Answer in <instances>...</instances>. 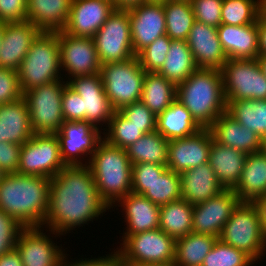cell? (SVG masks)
<instances>
[{
	"label": "cell",
	"mask_w": 266,
	"mask_h": 266,
	"mask_svg": "<svg viewBox=\"0 0 266 266\" xmlns=\"http://www.w3.org/2000/svg\"><path fill=\"white\" fill-rule=\"evenodd\" d=\"M50 180L48 210L43 229L47 227L49 231L65 236L109 211L87 165L65 166Z\"/></svg>",
	"instance_id": "obj_1"
},
{
	"label": "cell",
	"mask_w": 266,
	"mask_h": 266,
	"mask_svg": "<svg viewBox=\"0 0 266 266\" xmlns=\"http://www.w3.org/2000/svg\"><path fill=\"white\" fill-rule=\"evenodd\" d=\"M51 180L19 173L0 182V209L24 228L42 227L48 210Z\"/></svg>",
	"instance_id": "obj_2"
},
{
	"label": "cell",
	"mask_w": 266,
	"mask_h": 266,
	"mask_svg": "<svg viewBox=\"0 0 266 266\" xmlns=\"http://www.w3.org/2000/svg\"><path fill=\"white\" fill-rule=\"evenodd\" d=\"M176 95L202 128H209L227 109L218 69L198 68L187 80L177 84Z\"/></svg>",
	"instance_id": "obj_3"
},
{
	"label": "cell",
	"mask_w": 266,
	"mask_h": 266,
	"mask_svg": "<svg viewBox=\"0 0 266 266\" xmlns=\"http://www.w3.org/2000/svg\"><path fill=\"white\" fill-rule=\"evenodd\" d=\"M87 166L101 199L110 209L132 192V163L126 149L112 146L103 139Z\"/></svg>",
	"instance_id": "obj_4"
},
{
	"label": "cell",
	"mask_w": 266,
	"mask_h": 266,
	"mask_svg": "<svg viewBox=\"0 0 266 266\" xmlns=\"http://www.w3.org/2000/svg\"><path fill=\"white\" fill-rule=\"evenodd\" d=\"M17 72L22 93L56 80H64L61 77L58 32L41 31L33 40Z\"/></svg>",
	"instance_id": "obj_5"
},
{
	"label": "cell",
	"mask_w": 266,
	"mask_h": 266,
	"mask_svg": "<svg viewBox=\"0 0 266 266\" xmlns=\"http://www.w3.org/2000/svg\"><path fill=\"white\" fill-rule=\"evenodd\" d=\"M218 239L244 251L255 262L266 254L262 213L258 202H240L225 223Z\"/></svg>",
	"instance_id": "obj_6"
},
{
	"label": "cell",
	"mask_w": 266,
	"mask_h": 266,
	"mask_svg": "<svg viewBox=\"0 0 266 266\" xmlns=\"http://www.w3.org/2000/svg\"><path fill=\"white\" fill-rule=\"evenodd\" d=\"M145 73L137 56L127 61L101 65L104 90L115 111L141 101Z\"/></svg>",
	"instance_id": "obj_7"
},
{
	"label": "cell",
	"mask_w": 266,
	"mask_h": 266,
	"mask_svg": "<svg viewBox=\"0 0 266 266\" xmlns=\"http://www.w3.org/2000/svg\"><path fill=\"white\" fill-rule=\"evenodd\" d=\"M66 84L67 81L56 80L23 93L34 134H56L60 131L64 123L62 96Z\"/></svg>",
	"instance_id": "obj_8"
},
{
	"label": "cell",
	"mask_w": 266,
	"mask_h": 266,
	"mask_svg": "<svg viewBox=\"0 0 266 266\" xmlns=\"http://www.w3.org/2000/svg\"><path fill=\"white\" fill-rule=\"evenodd\" d=\"M116 254L132 265L170 263L175 259L176 240L158 229L129 235Z\"/></svg>",
	"instance_id": "obj_9"
},
{
	"label": "cell",
	"mask_w": 266,
	"mask_h": 266,
	"mask_svg": "<svg viewBox=\"0 0 266 266\" xmlns=\"http://www.w3.org/2000/svg\"><path fill=\"white\" fill-rule=\"evenodd\" d=\"M220 71L226 101L266 100V77L256 59H228Z\"/></svg>",
	"instance_id": "obj_10"
},
{
	"label": "cell",
	"mask_w": 266,
	"mask_h": 266,
	"mask_svg": "<svg viewBox=\"0 0 266 266\" xmlns=\"http://www.w3.org/2000/svg\"><path fill=\"white\" fill-rule=\"evenodd\" d=\"M92 38L101 65L127 61L136 56L128 9H115Z\"/></svg>",
	"instance_id": "obj_11"
},
{
	"label": "cell",
	"mask_w": 266,
	"mask_h": 266,
	"mask_svg": "<svg viewBox=\"0 0 266 266\" xmlns=\"http://www.w3.org/2000/svg\"><path fill=\"white\" fill-rule=\"evenodd\" d=\"M19 158L18 173L23 175L50 179L67 166L55 134H34L22 144Z\"/></svg>",
	"instance_id": "obj_12"
},
{
	"label": "cell",
	"mask_w": 266,
	"mask_h": 266,
	"mask_svg": "<svg viewBox=\"0 0 266 266\" xmlns=\"http://www.w3.org/2000/svg\"><path fill=\"white\" fill-rule=\"evenodd\" d=\"M101 130L86 121H64L60 131L55 134L63 162L67 166L88 165L91 155L103 140ZM84 155L88 158L85 162Z\"/></svg>",
	"instance_id": "obj_13"
},
{
	"label": "cell",
	"mask_w": 266,
	"mask_h": 266,
	"mask_svg": "<svg viewBox=\"0 0 266 266\" xmlns=\"http://www.w3.org/2000/svg\"><path fill=\"white\" fill-rule=\"evenodd\" d=\"M61 70L68 79L100 73L101 64L92 37L73 36L58 31ZM70 77V78H69Z\"/></svg>",
	"instance_id": "obj_14"
},
{
	"label": "cell",
	"mask_w": 266,
	"mask_h": 266,
	"mask_svg": "<svg viewBox=\"0 0 266 266\" xmlns=\"http://www.w3.org/2000/svg\"><path fill=\"white\" fill-rule=\"evenodd\" d=\"M67 84L82 97L83 121L98 129L106 125L107 129L115 110L105 93L101 74L75 76Z\"/></svg>",
	"instance_id": "obj_15"
},
{
	"label": "cell",
	"mask_w": 266,
	"mask_h": 266,
	"mask_svg": "<svg viewBox=\"0 0 266 266\" xmlns=\"http://www.w3.org/2000/svg\"><path fill=\"white\" fill-rule=\"evenodd\" d=\"M50 233V234H49ZM47 233L42 227L23 228L18 235L15 249L21 256L23 266H60L65 249L51 239L60 235L54 231Z\"/></svg>",
	"instance_id": "obj_16"
},
{
	"label": "cell",
	"mask_w": 266,
	"mask_h": 266,
	"mask_svg": "<svg viewBox=\"0 0 266 266\" xmlns=\"http://www.w3.org/2000/svg\"><path fill=\"white\" fill-rule=\"evenodd\" d=\"M240 202L233 189H224L207 201L193 205L192 232L219 237Z\"/></svg>",
	"instance_id": "obj_17"
},
{
	"label": "cell",
	"mask_w": 266,
	"mask_h": 266,
	"mask_svg": "<svg viewBox=\"0 0 266 266\" xmlns=\"http://www.w3.org/2000/svg\"><path fill=\"white\" fill-rule=\"evenodd\" d=\"M129 10L134 54L166 34L163 2H143Z\"/></svg>",
	"instance_id": "obj_18"
},
{
	"label": "cell",
	"mask_w": 266,
	"mask_h": 266,
	"mask_svg": "<svg viewBox=\"0 0 266 266\" xmlns=\"http://www.w3.org/2000/svg\"><path fill=\"white\" fill-rule=\"evenodd\" d=\"M213 136L209 128L168 142L167 168L180 174L209 161Z\"/></svg>",
	"instance_id": "obj_19"
},
{
	"label": "cell",
	"mask_w": 266,
	"mask_h": 266,
	"mask_svg": "<svg viewBox=\"0 0 266 266\" xmlns=\"http://www.w3.org/2000/svg\"><path fill=\"white\" fill-rule=\"evenodd\" d=\"M115 11L106 0H72L64 32L73 36L93 37Z\"/></svg>",
	"instance_id": "obj_20"
},
{
	"label": "cell",
	"mask_w": 266,
	"mask_h": 266,
	"mask_svg": "<svg viewBox=\"0 0 266 266\" xmlns=\"http://www.w3.org/2000/svg\"><path fill=\"white\" fill-rule=\"evenodd\" d=\"M186 41L198 68L220 70L228 60L213 26L195 20Z\"/></svg>",
	"instance_id": "obj_21"
},
{
	"label": "cell",
	"mask_w": 266,
	"mask_h": 266,
	"mask_svg": "<svg viewBox=\"0 0 266 266\" xmlns=\"http://www.w3.org/2000/svg\"><path fill=\"white\" fill-rule=\"evenodd\" d=\"M40 32L41 30L28 20L5 23L0 47V67L18 71L33 40Z\"/></svg>",
	"instance_id": "obj_22"
},
{
	"label": "cell",
	"mask_w": 266,
	"mask_h": 266,
	"mask_svg": "<svg viewBox=\"0 0 266 266\" xmlns=\"http://www.w3.org/2000/svg\"><path fill=\"white\" fill-rule=\"evenodd\" d=\"M116 206L122 208L125 216L126 229L123 233L124 241L129 235L155 230L159 228L160 206L154 204L145 196L130 192L121 198Z\"/></svg>",
	"instance_id": "obj_23"
},
{
	"label": "cell",
	"mask_w": 266,
	"mask_h": 266,
	"mask_svg": "<svg viewBox=\"0 0 266 266\" xmlns=\"http://www.w3.org/2000/svg\"><path fill=\"white\" fill-rule=\"evenodd\" d=\"M213 139L219 144L246 154L262 150V140L254 131L245 128L227 112L221 114L209 127Z\"/></svg>",
	"instance_id": "obj_24"
},
{
	"label": "cell",
	"mask_w": 266,
	"mask_h": 266,
	"mask_svg": "<svg viewBox=\"0 0 266 266\" xmlns=\"http://www.w3.org/2000/svg\"><path fill=\"white\" fill-rule=\"evenodd\" d=\"M217 34L228 59H256L258 32L256 22L248 25L220 24Z\"/></svg>",
	"instance_id": "obj_25"
},
{
	"label": "cell",
	"mask_w": 266,
	"mask_h": 266,
	"mask_svg": "<svg viewBox=\"0 0 266 266\" xmlns=\"http://www.w3.org/2000/svg\"><path fill=\"white\" fill-rule=\"evenodd\" d=\"M181 178V198L195 205L218 195L225 188L217 179L209 162L179 174Z\"/></svg>",
	"instance_id": "obj_26"
},
{
	"label": "cell",
	"mask_w": 266,
	"mask_h": 266,
	"mask_svg": "<svg viewBox=\"0 0 266 266\" xmlns=\"http://www.w3.org/2000/svg\"><path fill=\"white\" fill-rule=\"evenodd\" d=\"M241 202L266 198V151L247 154L239 182L233 188Z\"/></svg>",
	"instance_id": "obj_27"
},
{
	"label": "cell",
	"mask_w": 266,
	"mask_h": 266,
	"mask_svg": "<svg viewBox=\"0 0 266 266\" xmlns=\"http://www.w3.org/2000/svg\"><path fill=\"white\" fill-rule=\"evenodd\" d=\"M34 135L26 100L0 105V142L22 145Z\"/></svg>",
	"instance_id": "obj_28"
},
{
	"label": "cell",
	"mask_w": 266,
	"mask_h": 266,
	"mask_svg": "<svg viewBox=\"0 0 266 266\" xmlns=\"http://www.w3.org/2000/svg\"><path fill=\"white\" fill-rule=\"evenodd\" d=\"M247 154L240 150L211 142L209 164L225 189H233L240 180Z\"/></svg>",
	"instance_id": "obj_29"
},
{
	"label": "cell",
	"mask_w": 266,
	"mask_h": 266,
	"mask_svg": "<svg viewBox=\"0 0 266 266\" xmlns=\"http://www.w3.org/2000/svg\"><path fill=\"white\" fill-rule=\"evenodd\" d=\"M72 0H27V20L41 31H63Z\"/></svg>",
	"instance_id": "obj_30"
},
{
	"label": "cell",
	"mask_w": 266,
	"mask_h": 266,
	"mask_svg": "<svg viewBox=\"0 0 266 266\" xmlns=\"http://www.w3.org/2000/svg\"><path fill=\"white\" fill-rule=\"evenodd\" d=\"M201 129L202 127L178 99L156 116V131L168 141L192 136Z\"/></svg>",
	"instance_id": "obj_31"
},
{
	"label": "cell",
	"mask_w": 266,
	"mask_h": 266,
	"mask_svg": "<svg viewBox=\"0 0 266 266\" xmlns=\"http://www.w3.org/2000/svg\"><path fill=\"white\" fill-rule=\"evenodd\" d=\"M197 69L187 41L171 40L165 62L157 73L177 85L187 80Z\"/></svg>",
	"instance_id": "obj_32"
},
{
	"label": "cell",
	"mask_w": 266,
	"mask_h": 266,
	"mask_svg": "<svg viewBox=\"0 0 266 266\" xmlns=\"http://www.w3.org/2000/svg\"><path fill=\"white\" fill-rule=\"evenodd\" d=\"M177 85L164 76L154 72H146L141 101L158 116L177 97Z\"/></svg>",
	"instance_id": "obj_33"
},
{
	"label": "cell",
	"mask_w": 266,
	"mask_h": 266,
	"mask_svg": "<svg viewBox=\"0 0 266 266\" xmlns=\"http://www.w3.org/2000/svg\"><path fill=\"white\" fill-rule=\"evenodd\" d=\"M193 205L184 199L160 206L159 229L175 240L192 232Z\"/></svg>",
	"instance_id": "obj_34"
},
{
	"label": "cell",
	"mask_w": 266,
	"mask_h": 266,
	"mask_svg": "<svg viewBox=\"0 0 266 266\" xmlns=\"http://www.w3.org/2000/svg\"><path fill=\"white\" fill-rule=\"evenodd\" d=\"M217 240L218 237L195 232L176 239L174 263L177 266H202Z\"/></svg>",
	"instance_id": "obj_35"
},
{
	"label": "cell",
	"mask_w": 266,
	"mask_h": 266,
	"mask_svg": "<svg viewBox=\"0 0 266 266\" xmlns=\"http://www.w3.org/2000/svg\"><path fill=\"white\" fill-rule=\"evenodd\" d=\"M168 140L156 130L144 134L135 143L126 148L132 164L153 163L167 165Z\"/></svg>",
	"instance_id": "obj_36"
},
{
	"label": "cell",
	"mask_w": 266,
	"mask_h": 266,
	"mask_svg": "<svg viewBox=\"0 0 266 266\" xmlns=\"http://www.w3.org/2000/svg\"><path fill=\"white\" fill-rule=\"evenodd\" d=\"M226 112L245 128L259 137L266 133V100L226 101Z\"/></svg>",
	"instance_id": "obj_37"
},
{
	"label": "cell",
	"mask_w": 266,
	"mask_h": 266,
	"mask_svg": "<svg viewBox=\"0 0 266 266\" xmlns=\"http://www.w3.org/2000/svg\"><path fill=\"white\" fill-rule=\"evenodd\" d=\"M166 35L171 40L186 41L195 21L191 2L167 0L163 2Z\"/></svg>",
	"instance_id": "obj_38"
},
{
	"label": "cell",
	"mask_w": 266,
	"mask_h": 266,
	"mask_svg": "<svg viewBox=\"0 0 266 266\" xmlns=\"http://www.w3.org/2000/svg\"><path fill=\"white\" fill-rule=\"evenodd\" d=\"M262 15V0H223L221 24L248 25Z\"/></svg>",
	"instance_id": "obj_39"
},
{
	"label": "cell",
	"mask_w": 266,
	"mask_h": 266,
	"mask_svg": "<svg viewBox=\"0 0 266 266\" xmlns=\"http://www.w3.org/2000/svg\"><path fill=\"white\" fill-rule=\"evenodd\" d=\"M142 195L158 206L181 199L180 175L167 168Z\"/></svg>",
	"instance_id": "obj_40"
},
{
	"label": "cell",
	"mask_w": 266,
	"mask_h": 266,
	"mask_svg": "<svg viewBox=\"0 0 266 266\" xmlns=\"http://www.w3.org/2000/svg\"><path fill=\"white\" fill-rule=\"evenodd\" d=\"M107 127L106 132H103V139L108 144L122 149L128 148L144 135L142 127L129 123L118 110L114 111Z\"/></svg>",
	"instance_id": "obj_41"
},
{
	"label": "cell",
	"mask_w": 266,
	"mask_h": 266,
	"mask_svg": "<svg viewBox=\"0 0 266 266\" xmlns=\"http://www.w3.org/2000/svg\"><path fill=\"white\" fill-rule=\"evenodd\" d=\"M254 264L255 261L244 251L218 239L204 258L202 266H252Z\"/></svg>",
	"instance_id": "obj_42"
},
{
	"label": "cell",
	"mask_w": 266,
	"mask_h": 266,
	"mask_svg": "<svg viewBox=\"0 0 266 266\" xmlns=\"http://www.w3.org/2000/svg\"><path fill=\"white\" fill-rule=\"evenodd\" d=\"M170 44L171 39L165 34L136 55L145 72L157 73L161 69L170 49Z\"/></svg>",
	"instance_id": "obj_43"
},
{
	"label": "cell",
	"mask_w": 266,
	"mask_h": 266,
	"mask_svg": "<svg viewBox=\"0 0 266 266\" xmlns=\"http://www.w3.org/2000/svg\"><path fill=\"white\" fill-rule=\"evenodd\" d=\"M118 111L129 120V123L142 127L144 134L156 130V115L142 101L125 105Z\"/></svg>",
	"instance_id": "obj_44"
},
{
	"label": "cell",
	"mask_w": 266,
	"mask_h": 266,
	"mask_svg": "<svg viewBox=\"0 0 266 266\" xmlns=\"http://www.w3.org/2000/svg\"><path fill=\"white\" fill-rule=\"evenodd\" d=\"M167 166L153 163L132 164V192L142 195Z\"/></svg>",
	"instance_id": "obj_45"
},
{
	"label": "cell",
	"mask_w": 266,
	"mask_h": 266,
	"mask_svg": "<svg viewBox=\"0 0 266 266\" xmlns=\"http://www.w3.org/2000/svg\"><path fill=\"white\" fill-rule=\"evenodd\" d=\"M195 20L217 28L221 24L223 0H191Z\"/></svg>",
	"instance_id": "obj_46"
},
{
	"label": "cell",
	"mask_w": 266,
	"mask_h": 266,
	"mask_svg": "<svg viewBox=\"0 0 266 266\" xmlns=\"http://www.w3.org/2000/svg\"><path fill=\"white\" fill-rule=\"evenodd\" d=\"M21 226L11 215L0 209V256L15 248Z\"/></svg>",
	"instance_id": "obj_47"
},
{
	"label": "cell",
	"mask_w": 266,
	"mask_h": 266,
	"mask_svg": "<svg viewBox=\"0 0 266 266\" xmlns=\"http://www.w3.org/2000/svg\"><path fill=\"white\" fill-rule=\"evenodd\" d=\"M22 97L18 72L0 67V105L15 102Z\"/></svg>",
	"instance_id": "obj_48"
},
{
	"label": "cell",
	"mask_w": 266,
	"mask_h": 266,
	"mask_svg": "<svg viewBox=\"0 0 266 266\" xmlns=\"http://www.w3.org/2000/svg\"><path fill=\"white\" fill-rule=\"evenodd\" d=\"M62 115L64 121H83L82 97L68 84L65 85L62 96Z\"/></svg>",
	"instance_id": "obj_49"
},
{
	"label": "cell",
	"mask_w": 266,
	"mask_h": 266,
	"mask_svg": "<svg viewBox=\"0 0 266 266\" xmlns=\"http://www.w3.org/2000/svg\"><path fill=\"white\" fill-rule=\"evenodd\" d=\"M27 20V0H0V22L14 23Z\"/></svg>",
	"instance_id": "obj_50"
},
{
	"label": "cell",
	"mask_w": 266,
	"mask_h": 266,
	"mask_svg": "<svg viewBox=\"0 0 266 266\" xmlns=\"http://www.w3.org/2000/svg\"><path fill=\"white\" fill-rule=\"evenodd\" d=\"M21 146L0 142V168L5 174L18 173Z\"/></svg>",
	"instance_id": "obj_51"
},
{
	"label": "cell",
	"mask_w": 266,
	"mask_h": 266,
	"mask_svg": "<svg viewBox=\"0 0 266 266\" xmlns=\"http://www.w3.org/2000/svg\"><path fill=\"white\" fill-rule=\"evenodd\" d=\"M68 254H64L60 266H109V263L111 262V260L117 255L116 251L114 250V252L112 251L111 254H107L106 257L103 255V257H99L98 258H84L85 260H83V258H81L80 260H73V262H69V259L67 258ZM68 259V261H67ZM75 261V262H74ZM69 262V263H68Z\"/></svg>",
	"instance_id": "obj_52"
},
{
	"label": "cell",
	"mask_w": 266,
	"mask_h": 266,
	"mask_svg": "<svg viewBox=\"0 0 266 266\" xmlns=\"http://www.w3.org/2000/svg\"><path fill=\"white\" fill-rule=\"evenodd\" d=\"M258 32V56H266V17L262 14L256 21Z\"/></svg>",
	"instance_id": "obj_53"
},
{
	"label": "cell",
	"mask_w": 266,
	"mask_h": 266,
	"mask_svg": "<svg viewBox=\"0 0 266 266\" xmlns=\"http://www.w3.org/2000/svg\"><path fill=\"white\" fill-rule=\"evenodd\" d=\"M0 266H23L22 259L18 251L14 248L6 254L0 256Z\"/></svg>",
	"instance_id": "obj_54"
},
{
	"label": "cell",
	"mask_w": 266,
	"mask_h": 266,
	"mask_svg": "<svg viewBox=\"0 0 266 266\" xmlns=\"http://www.w3.org/2000/svg\"><path fill=\"white\" fill-rule=\"evenodd\" d=\"M143 2L145 0H114V7L115 9L127 10Z\"/></svg>",
	"instance_id": "obj_55"
},
{
	"label": "cell",
	"mask_w": 266,
	"mask_h": 266,
	"mask_svg": "<svg viewBox=\"0 0 266 266\" xmlns=\"http://www.w3.org/2000/svg\"><path fill=\"white\" fill-rule=\"evenodd\" d=\"M261 207L263 234L266 241V198L258 202Z\"/></svg>",
	"instance_id": "obj_56"
},
{
	"label": "cell",
	"mask_w": 266,
	"mask_h": 266,
	"mask_svg": "<svg viewBox=\"0 0 266 266\" xmlns=\"http://www.w3.org/2000/svg\"><path fill=\"white\" fill-rule=\"evenodd\" d=\"M109 266H136V265L126 263L119 256L116 255L109 263Z\"/></svg>",
	"instance_id": "obj_57"
},
{
	"label": "cell",
	"mask_w": 266,
	"mask_h": 266,
	"mask_svg": "<svg viewBox=\"0 0 266 266\" xmlns=\"http://www.w3.org/2000/svg\"><path fill=\"white\" fill-rule=\"evenodd\" d=\"M256 60L261 68V72L266 77V56H258Z\"/></svg>",
	"instance_id": "obj_58"
},
{
	"label": "cell",
	"mask_w": 266,
	"mask_h": 266,
	"mask_svg": "<svg viewBox=\"0 0 266 266\" xmlns=\"http://www.w3.org/2000/svg\"><path fill=\"white\" fill-rule=\"evenodd\" d=\"M139 266H177V265L174 262H170V263L145 264V265H139Z\"/></svg>",
	"instance_id": "obj_59"
},
{
	"label": "cell",
	"mask_w": 266,
	"mask_h": 266,
	"mask_svg": "<svg viewBox=\"0 0 266 266\" xmlns=\"http://www.w3.org/2000/svg\"><path fill=\"white\" fill-rule=\"evenodd\" d=\"M5 32V23L4 22H0V47L2 44V39H3V35Z\"/></svg>",
	"instance_id": "obj_60"
},
{
	"label": "cell",
	"mask_w": 266,
	"mask_h": 266,
	"mask_svg": "<svg viewBox=\"0 0 266 266\" xmlns=\"http://www.w3.org/2000/svg\"><path fill=\"white\" fill-rule=\"evenodd\" d=\"M262 140V150L266 151V133L265 135L261 138Z\"/></svg>",
	"instance_id": "obj_61"
},
{
	"label": "cell",
	"mask_w": 266,
	"mask_h": 266,
	"mask_svg": "<svg viewBox=\"0 0 266 266\" xmlns=\"http://www.w3.org/2000/svg\"><path fill=\"white\" fill-rule=\"evenodd\" d=\"M262 14L266 17V0H262Z\"/></svg>",
	"instance_id": "obj_62"
},
{
	"label": "cell",
	"mask_w": 266,
	"mask_h": 266,
	"mask_svg": "<svg viewBox=\"0 0 266 266\" xmlns=\"http://www.w3.org/2000/svg\"><path fill=\"white\" fill-rule=\"evenodd\" d=\"M167 0H145V2H165Z\"/></svg>",
	"instance_id": "obj_63"
},
{
	"label": "cell",
	"mask_w": 266,
	"mask_h": 266,
	"mask_svg": "<svg viewBox=\"0 0 266 266\" xmlns=\"http://www.w3.org/2000/svg\"><path fill=\"white\" fill-rule=\"evenodd\" d=\"M4 175H5V173H4L3 170L0 168V182L2 181Z\"/></svg>",
	"instance_id": "obj_64"
},
{
	"label": "cell",
	"mask_w": 266,
	"mask_h": 266,
	"mask_svg": "<svg viewBox=\"0 0 266 266\" xmlns=\"http://www.w3.org/2000/svg\"><path fill=\"white\" fill-rule=\"evenodd\" d=\"M106 1H108V2H113V4H114V0H106Z\"/></svg>",
	"instance_id": "obj_65"
}]
</instances>
